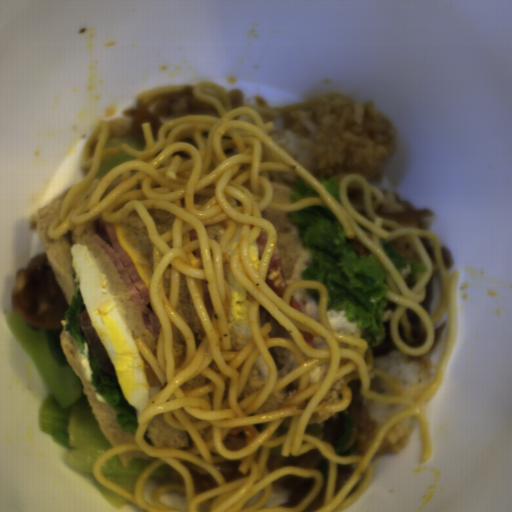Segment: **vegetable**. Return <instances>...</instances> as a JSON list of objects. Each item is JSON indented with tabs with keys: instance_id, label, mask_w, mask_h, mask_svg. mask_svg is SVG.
<instances>
[{
	"instance_id": "vegetable-5",
	"label": "vegetable",
	"mask_w": 512,
	"mask_h": 512,
	"mask_svg": "<svg viewBox=\"0 0 512 512\" xmlns=\"http://www.w3.org/2000/svg\"><path fill=\"white\" fill-rule=\"evenodd\" d=\"M121 143H127L134 149L142 151V152L145 149L143 144L139 140H137L134 136L115 135V136L106 138L103 150L107 149V148L114 147Z\"/></svg>"
},
{
	"instance_id": "vegetable-3",
	"label": "vegetable",
	"mask_w": 512,
	"mask_h": 512,
	"mask_svg": "<svg viewBox=\"0 0 512 512\" xmlns=\"http://www.w3.org/2000/svg\"><path fill=\"white\" fill-rule=\"evenodd\" d=\"M353 418L349 406L342 411V432L335 444H333L335 455H340L347 444L352 433Z\"/></svg>"
},
{
	"instance_id": "vegetable-2",
	"label": "vegetable",
	"mask_w": 512,
	"mask_h": 512,
	"mask_svg": "<svg viewBox=\"0 0 512 512\" xmlns=\"http://www.w3.org/2000/svg\"><path fill=\"white\" fill-rule=\"evenodd\" d=\"M157 459L138 458L122 464L118 455L109 458L101 467L102 475L133 494L135 483L146 466Z\"/></svg>"
},
{
	"instance_id": "vegetable-6",
	"label": "vegetable",
	"mask_w": 512,
	"mask_h": 512,
	"mask_svg": "<svg viewBox=\"0 0 512 512\" xmlns=\"http://www.w3.org/2000/svg\"><path fill=\"white\" fill-rule=\"evenodd\" d=\"M170 470H171V466L166 463L163 466H161L158 469L151 472L148 478L152 479V478H160V477L166 476Z\"/></svg>"
},
{
	"instance_id": "vegetable-7",
	"label": "vegetable",
	"mask_w": 512,
	"mask_h": 512,
	"mask_svg": "<svg viewBox=\"0 0 512 512\" xmlns=\"http://www.w3.org/2000/svg\"><path fill=\"white\" fill-rule=\"evenodd\" d=\"M330 459L324 457L318 471L324 475V479L329 473Z\"/></svg>"
},
{
	"instance_id": "vegetable-4",
	"label": "vegetable",
	"mask_w": 512,
	"mask_h": 512,
	"mask_svg": "<svg viewBox=\"0 0 512 512\" xmlns=\"http://www.w3.org/2000/svg\"><path fill=\"white\" fill-rule=\"evenodd\" d=\"M133 159H137V158L129 156L124 151L121 153H118L114 156H106L100 162L99 168H98L94 178L101 180L107 172H109L110 170H112L113 168L118 166L119 164H121L125 161L133 160Z\"/></svg>"
},
{
	"instance_id": "vegetable-1",
	"label": "vegetable",
	"mask_w": 512,
	"mask_h": 512,
	"mask_svg": "<svg viewBox=\"0 0 512 512\" xmlns=\"http://www.w3.org/2000/svg\"><path fill=\"white\" fill-rule=\"evenodd\" d=\"M5 321L49 388L37 410L40 431L65 446L67 464L81 473L105 502L118 509L126 507L130 501L94 477L97 458L114 447L93 412L81 379L65 355L60 339L63 328H31L18 312L7 315Z\"/></svg>"
}]
</instances>
